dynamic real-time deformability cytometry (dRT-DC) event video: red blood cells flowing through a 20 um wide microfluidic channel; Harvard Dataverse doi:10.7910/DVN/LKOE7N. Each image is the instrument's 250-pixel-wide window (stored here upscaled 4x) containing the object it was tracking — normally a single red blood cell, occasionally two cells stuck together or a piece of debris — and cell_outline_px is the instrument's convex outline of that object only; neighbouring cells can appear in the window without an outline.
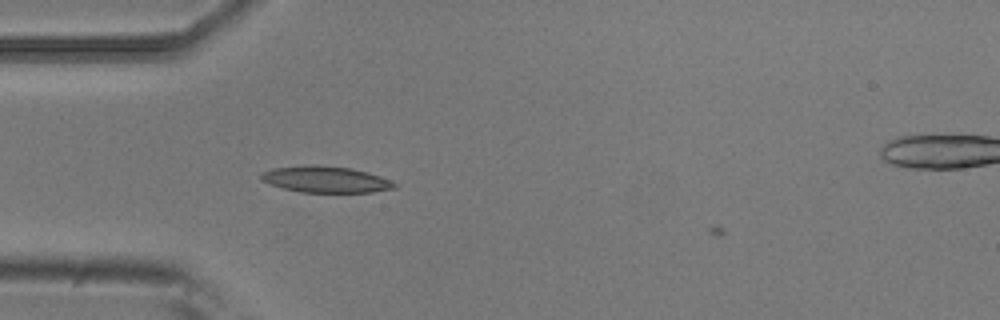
{"species": "common noctule bat (a hibernating species)", "species_latin": "Nyctalus noctula", "temperature_condition": "room temperature", "stored_images_in_passage": 4, "camera_frame_rate_fps": 3000, "um_per_image_px": 0.085, "animal": {"sex": "male", "body_mass_g": 20.5, "forearm_length_mm": 52.5}, "frame": {"image": 1, "passage_image": 3, "time_ms": 0.667, "image_size_px": [1000, 320], "cell_outline_px": [[396, 188], [372, 192], [300, 192], [284, 188], [260, 180], [260, 176], [264, 172], [272, 168], [304, 164], [316, 164], [352, 168], [368, 172], [380, 176], [396, 184]], "centroid_in_image_um": [27.67, 15.23], "position_along_channel_um": 57.3, "area_um2": 20.52}}